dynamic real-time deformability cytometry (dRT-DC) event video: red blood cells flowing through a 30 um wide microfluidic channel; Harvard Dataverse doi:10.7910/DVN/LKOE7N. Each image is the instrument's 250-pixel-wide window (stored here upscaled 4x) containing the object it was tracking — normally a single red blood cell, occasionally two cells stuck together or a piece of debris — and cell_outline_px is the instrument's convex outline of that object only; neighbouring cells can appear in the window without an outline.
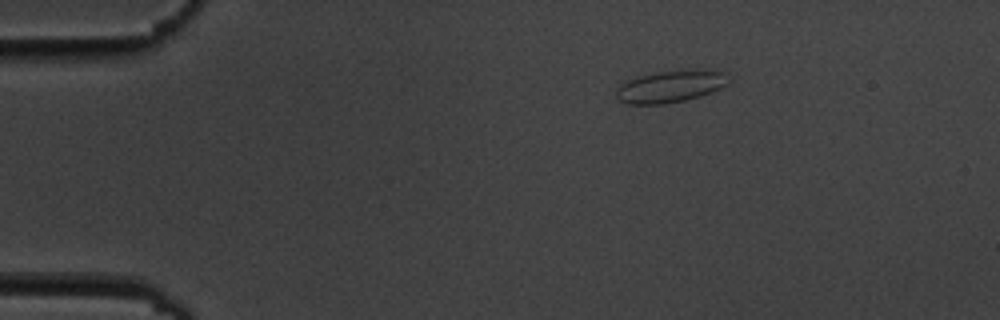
{"species": "common noctule bat (a hibernating species)", "species_latin": "Nyctalus noctula", "temperature_condition": "cold", "stored_images_in_passage": 6, "segment_of_instrument_passage": [2, 2], "camera_frame_rate_fps": 3000, "um_per_image_px": 0.085, "animal": {"sex": "male", "body_mass_g": 19.5, "forearm_length_mm": 54.6}, "frame": {"image": 1, "passage_image": 6, "time_ms": 6.667, "image_size_px": [1000, 320], "cell_outline_px": [[732, 80], [728, 84], [712, 92], [700, 96], [684, 100], [664, 104], [624, 104], [616, 100], [616, 88], [624, 80], [636, 76], [660, 72], [724, 72]], "centroid_in_image_um": [56.88, 7.4], "position_along_channel_um": 28.1, "area_um2": 20.58}}